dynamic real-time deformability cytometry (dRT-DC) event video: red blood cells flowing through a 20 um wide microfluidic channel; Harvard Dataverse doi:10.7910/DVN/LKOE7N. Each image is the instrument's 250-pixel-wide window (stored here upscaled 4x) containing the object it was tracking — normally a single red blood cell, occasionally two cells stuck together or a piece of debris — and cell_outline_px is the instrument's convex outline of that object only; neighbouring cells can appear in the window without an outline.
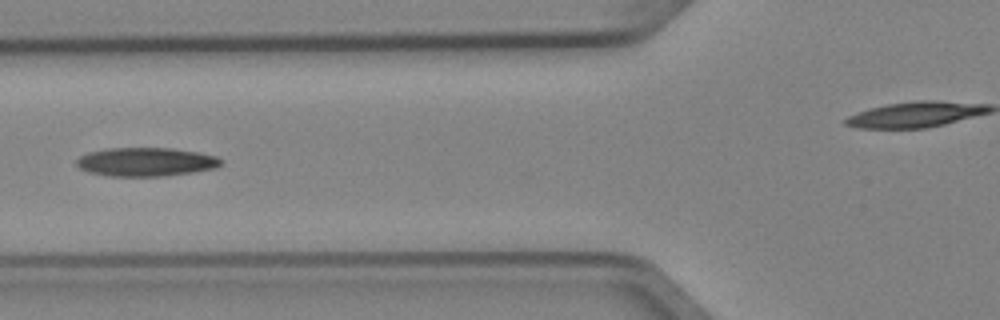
{"species": "Egyptian fruit bat (a non-hibernating species)", "species_latin": "Rousettus aegyptiacus", "temperature_condition": "cold", "stored_images_in_passage": 5, "camera_frame_rate_fps": 3000, "um_per_image_px": 0.085, "animal": {"sex": "female"}, "frame": {"image": 1, "passage_image": 5, "time_ms": 1.333, "image_size_px": [1000, 320], "cell_outline_px": [[220, 164], [216, 168], [192, 172], [164, 176], [108, 176], [88, 172], [80, 168], [76, 164], [76, 160], [80, 156], [88, 152], [108, 148], [172, 148], [196, 152], [216, 156], [220, 160]], "centroid_in_image_um": [12.36, 13.76], "position_along_channel_um": 113.4, "area_um2": 24.04}}